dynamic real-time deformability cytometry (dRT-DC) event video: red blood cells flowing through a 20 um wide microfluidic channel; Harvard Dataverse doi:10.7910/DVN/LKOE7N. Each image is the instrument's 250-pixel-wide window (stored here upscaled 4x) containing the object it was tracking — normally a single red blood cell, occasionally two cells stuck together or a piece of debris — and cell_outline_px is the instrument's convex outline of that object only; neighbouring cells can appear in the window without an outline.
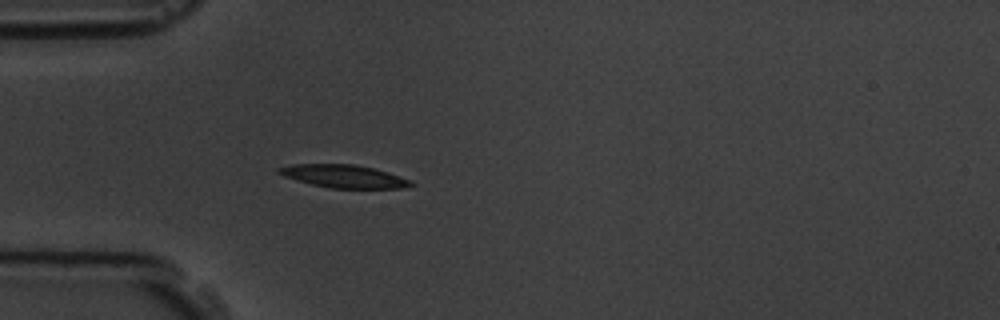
{"species": "common noctule bat (a hibernating species)", "species_latin": "Nyctalus noctula", "temperature_condition": "room temperature", "stored_images_in_passage": 5, "camera_frame_rate_fps": 3000, "um_per_image_px": 0.085, "animal": {"sex": "male", "body_mass_g": 19.5, "forearm_length_mm": 54.6}, "frame": {"image": 1, "passage_image": 5, "time_ms": 4.667, "image_size_px": [1000, 320], "cell_outline_px": [[416, 184], [404, 188], [332, 188], [312, 184], [284, 176], [276, 172], [276, 168], [292, 164], [352, 164], [372, 168], [412, 180]], "centroid_in_image_um": [29.22, 14.98], "position_along_channel_um": 55.8, "area_um2": 17.46}}